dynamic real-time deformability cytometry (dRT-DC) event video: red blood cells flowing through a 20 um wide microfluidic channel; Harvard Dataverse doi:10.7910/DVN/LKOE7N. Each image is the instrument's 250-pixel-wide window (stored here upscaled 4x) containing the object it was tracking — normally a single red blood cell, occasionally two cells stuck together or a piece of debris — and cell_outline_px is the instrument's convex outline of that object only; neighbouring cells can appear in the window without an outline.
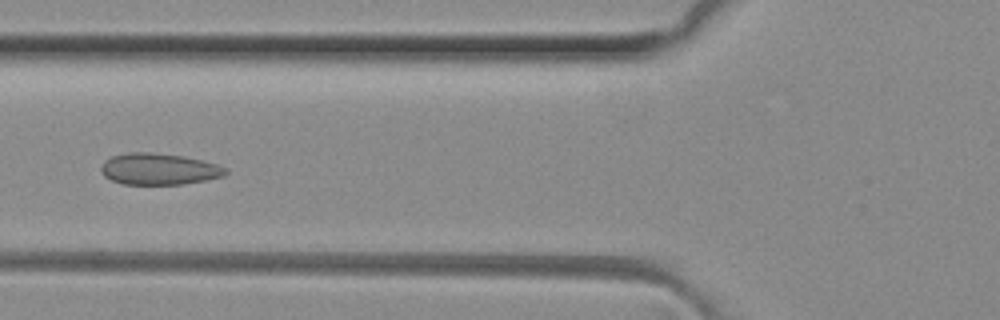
{"species": "common noctule bat (a hibernating species)", "species_latin": "Nyctalus noctula", "temperature_condition": "room temperature", "stored_images_in_passage": 50, "camera_frame_rate_fps": 3000, "um_per_image_px": 0.085, "animal": {"sex": "female", "body_mass_g": 29.2, "forearm_length_mm": 56.3}, "frame": {"image": 1, "passage_image": 19, "time_ms": 6.0, "image_size_px": [1000, 320], "cell_outline_px": [[228, 172], [224, 176], [184, 184], [124, 184], [112, 180], [104, 176], [100, 172], [100, 164], [104, 160], [112, 156], [128, 152], [152, 152], [184, 156], [216, 164], [228, 168]], "centroid_in_image_um": [13.48, 14.36], "position_along_channel_um": 112.3, "area_um2": 22.95}}
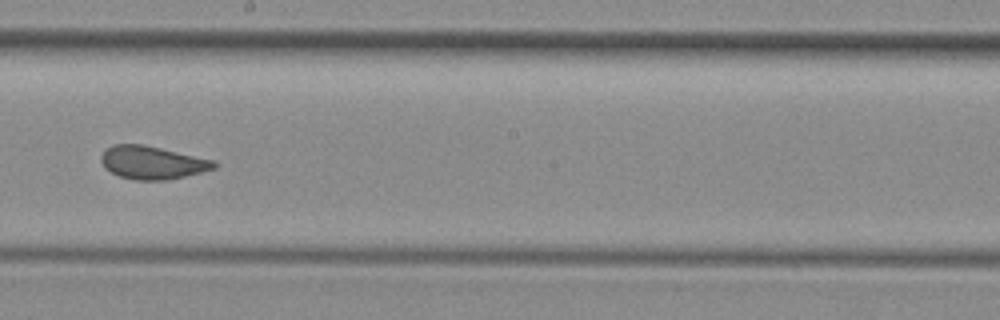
{"frame": {"image": 2, "passage_image": 28, "time_ms": 9.0, "image_size_px": [1000, 320], "cell_outline_px": [[220, 164], [216, 168], [184, 176], [164, 180], [136, 180], [120, 176], [104, 168], [100, 160], [100, 156], [112, 144], [144, 144], [216, 160]], "centroid_in_image_um": [12.97, 13.81], "position_along_channel_um": 235.2, "area_um2": 21.85}}
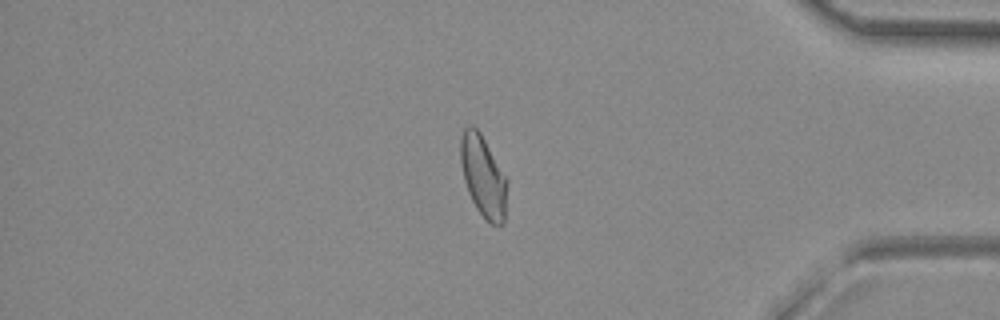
{"frame": {"image": 3, "passage_image": 42, "time_ms": 13.667, "image_size_px": [1000, 320], "cell_outline_px": [[508, 184], [504, 224], [492, 224], [476, 208], [468, 192], [464, 180], [460, 164], [460, 136], [464, 128], [468, 124], [472, 124], [480, 132], [508, 180]], "centroid_in_image_um": [41.06, 14.95], "position_along_channel_um": 394.1, "area_um2": 22.2}, "authors_computed_cell_mechanics": {"area_um2": 22.8888, "velocity_mm_per_s": 4.0908, "shape_relaxation_time_tau1_ms": null, "shape_relaxation_time_tau2_ms": 1.0906, "deformation_change_tau1": null, "deformation_change_tau2": 0.071}}